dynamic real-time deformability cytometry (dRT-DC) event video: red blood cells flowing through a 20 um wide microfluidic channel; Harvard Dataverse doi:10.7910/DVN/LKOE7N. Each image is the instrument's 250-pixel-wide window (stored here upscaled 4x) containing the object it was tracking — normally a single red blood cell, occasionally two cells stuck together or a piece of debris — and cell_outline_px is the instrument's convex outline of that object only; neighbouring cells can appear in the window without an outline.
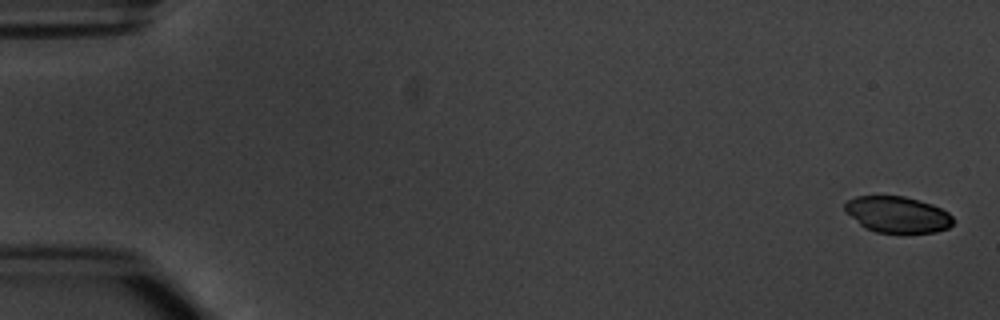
{"species": "common noctule bat (a hibernating species)", "species_latin": "Nyctalus noctula", "temperature_condition": "warm", "stored_images_in_passage": 6, "camera_frame_rate_fps": 3000, "um_per_image_px": 0.085, "animal": {"sex": "male", "body_mass_g": 20.1, "forearm_length_mm": 53.5}, "frame": {"image": 1, "passage_image": 1, "time_ms": 0.0, "image_size_px": [1000, 320], "cell_outline_px": [[956, 220], [948, 228], [936, 232], [904, 236], [876, 232], [864, 228], [844, 208], [844, 204], [848, 200], [856, 196], [904, 196], [920, 200], [932, 204], [948, 212]], "centroid_in_image_um": [76.34, 18.28], "position_along_channel_um": 8.7, "area_um2": 23.58}}